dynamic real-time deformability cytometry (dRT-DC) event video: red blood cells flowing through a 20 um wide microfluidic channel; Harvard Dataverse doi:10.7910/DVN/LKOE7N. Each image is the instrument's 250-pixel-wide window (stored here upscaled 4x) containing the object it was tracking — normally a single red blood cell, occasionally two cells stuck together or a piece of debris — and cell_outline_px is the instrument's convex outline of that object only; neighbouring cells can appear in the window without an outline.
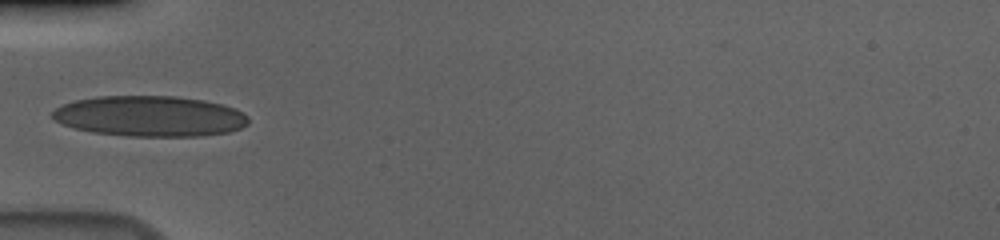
{"species": "human", "species_latin": "Homo sapiens", "temperature_condition": "cold", "stored_images_in_passage": 10, "camera_frame_rate_fps": 3000, "um_per_image_px": 0.085, "donor": {"sex": "male"}, "frame": {"image": 1, "passage_image": 1, "time_ms": 0.0, "image_size_px": [1000, 240], "cell_outline_px": [[248, 124], [240, 128], [228, 132], [200, 136], [124, 136], [92, 132], [76, 128], [52, 120], [52, 112], [56, 108], [64, 104], [76, 100], [96, 96], [176, 96], [204, 100], [224, 104], [236, 108], [248, 116]], "centroid_in_image_um": [12.76, 9.87], "position_along_channel_um": 72.2, "area_um2": 46.59}}
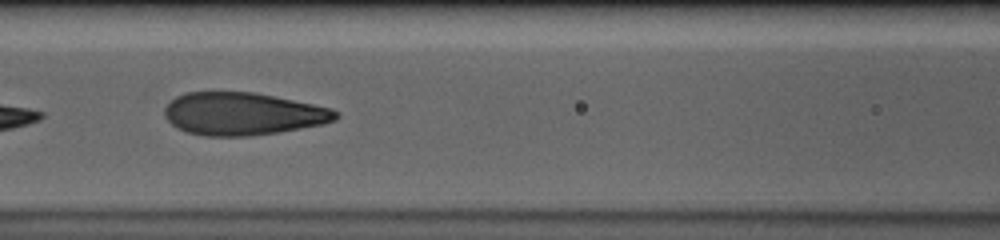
{"frame": {"image": 2, "passage_image": 7, "time_ms": 2.0, "image_size_px": [1000, 240], "cell_outline_px": [[340, 116], [336, 120], [324, 124], [276, 132], [248, 136], [204, 136], [188, 132], [176, 128], [164, 116], [164, 108], [176, 96], [184, 92], [252, 92], [332, 108], [340, 112]], "centroid_in_image_um": [20.63, 9.68], "position_along_channel_um": 146.0, "area_um2": 42.43}}